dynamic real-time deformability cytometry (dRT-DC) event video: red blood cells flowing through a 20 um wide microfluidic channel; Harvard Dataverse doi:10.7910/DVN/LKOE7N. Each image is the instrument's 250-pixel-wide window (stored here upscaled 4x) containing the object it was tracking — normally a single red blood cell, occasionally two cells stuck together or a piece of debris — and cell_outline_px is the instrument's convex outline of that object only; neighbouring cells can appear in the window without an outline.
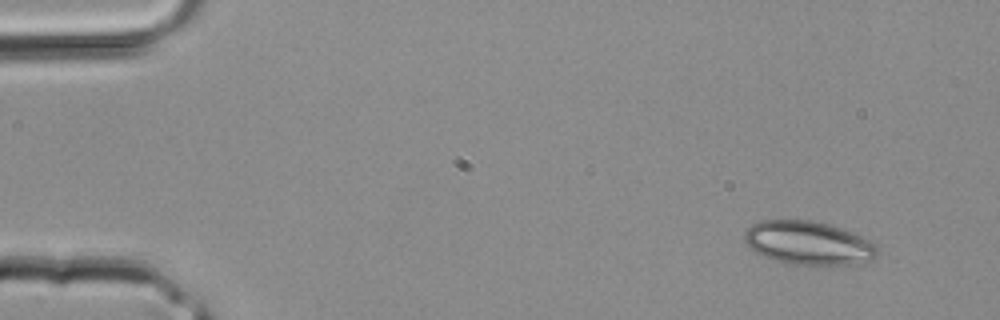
{"species": "common noctule bat (a hibernating species)", "species_latin": "Nyctalus noctula", "temperature_condition": "room temperature", "stored_images_in_passage": 5, "segment_of_instrument_passage": [2, 2], "camera_frame_rate_fps": 3000, "um_per_image_px": 0.085, "animal": {"sex": "male", "body_mass_g": 20.4}, "frame": {"image": 1, "passage_image": 5, "time_ms": 1.333, "image_size_px": [1000, 320], "cell_outline_px": [[880, 248], [876, 256], [872, 260], [824, 268], [788, 264], [776, 260], [756, 252], [744, 240], [744, 232], [752, 224], [760, 220], [812, 220], [828, 224], [840, 228], [860, 236], [876, 244]], "centroid_in_image_um": [68.74, 20.69], "position_along_channel_um": 16.3, "area_um2": 34.22}}